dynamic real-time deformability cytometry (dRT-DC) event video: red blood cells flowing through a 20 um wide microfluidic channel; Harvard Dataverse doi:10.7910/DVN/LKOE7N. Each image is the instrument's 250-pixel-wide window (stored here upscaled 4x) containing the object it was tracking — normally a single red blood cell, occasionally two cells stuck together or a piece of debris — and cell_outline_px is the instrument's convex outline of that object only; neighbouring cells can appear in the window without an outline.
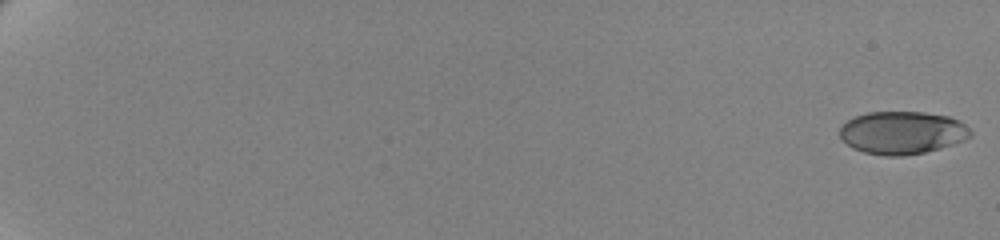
{"species": "human", "species_latin": "Homo sapiens", "temperature_condition": "cold", "stored_images_in_passage": 62, "camera_frame_rate_fps": 3000, "um_per_image_px": 0.085, "donor": {"sex": "female"}, "frame": {"image": 1, "passage_image": 1, "time_ms": 0.0, "image_size_px": [1000, 240], "cell_outline_px": [[972, 136], [964, 140], [940, 148], [924, 152], [904, 156], [884, 156], [864, 152], [852, 148], [840, 136], [840, 128], [848, 120], [856, 116], [868, 112], [924, 112], [948, 116], [960, 120], [972, 132]], "centroid_in_image_um": [76.71, 11.28], "position_along_channel_um": 8.3, "area_um2": 32.54}}
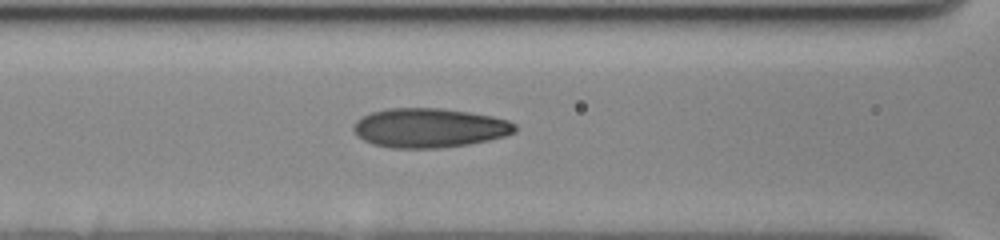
{"frame": {"image": 2, "passage_image": 31, "time_ms": 10.0, "image_size_px": [1000, 240], "cell_outline_px": [[516, 132], [504, 136], [488, 140], [468, 144], [440, 148], [392, 148], [372, 144], [356, 136], [352, 128], [352, 124], [356, 120], [372, 112], [388, 108], [440, 108], [468, 112], [492, 116], [508, 120], [516, 124]], "centroid_in_image_um": [36.47, 10.87], "position_along_channel_um": 130.1, "area_um2": 37.11}}
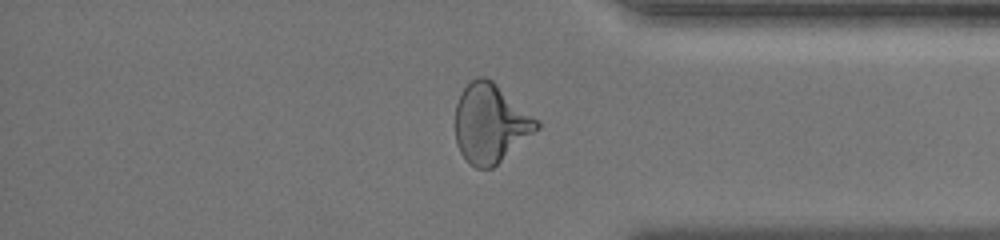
{"frame": {"image": 3, "passage_image": 54, "time_ms": 17.667, "image_size_px": [1000, 240], "cell_outline_px": [[540, 128], [492, 168], [476, 168], [460, 152], [456, 144], [456, 104], [460, 92], [476, 76], [484, 76], [492, 80], [540, 120]], "centroid_in_image_um": [41.7, 10.46], "position_along_channel_um": 393.5, "area_um2": 37.4}, "authors_computed_cell_mechanics": {"area_um2": 35.0846, "velocity_mm_per_s": 3.5068, "shape_relaxation_time_tau1_ms": 5.6236, "shape_relaxation_time_tau2_ms": 1.1156, "deformation_change_tau1": 0.1738, "deformation_change_tau2": 0.0787}}